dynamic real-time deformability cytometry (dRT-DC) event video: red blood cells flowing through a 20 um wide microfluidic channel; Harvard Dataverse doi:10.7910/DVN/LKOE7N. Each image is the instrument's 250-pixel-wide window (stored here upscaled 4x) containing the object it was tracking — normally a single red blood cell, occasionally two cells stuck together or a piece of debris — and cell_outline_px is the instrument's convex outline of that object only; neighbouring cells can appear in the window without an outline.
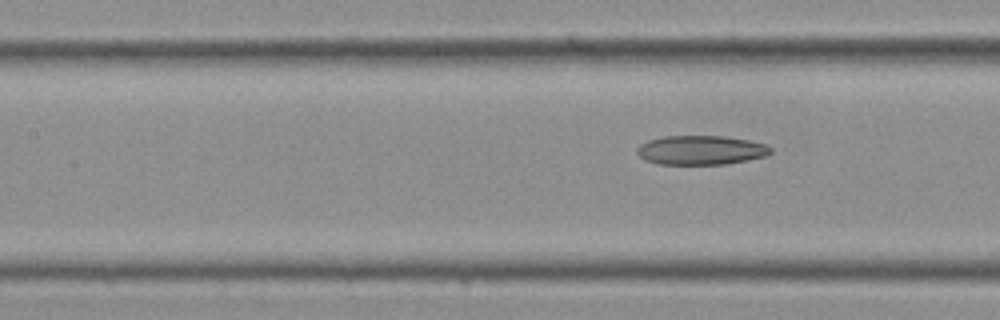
{"species": "Egyptian fruit bat (a non-hibernating species)", "species_latin": "Rousettus aegyptiacus", "temperature_condition": "cold", "stored_images_in_passage": 14, "camera_frame_rate_fps": 3000, "um_per_image_px": 0.085, "frame": {"image": 1, "passage_image": 14, "time_ms": 4.333, "image_size_px": [1000, 320], "cell_outline_px": [[772, 152], [764, 156], [748, 160], [724, 164], [656, 164], [644, 160], [636, 152], [636, 148], [640, 144], [648, 140], [664, 136], [724, 136], [748, 140], [764, 144], [772, 148]], "centroid_in_image_um": [59.54, 12.76], "position_along_channel_um": 147.9, "area_um2": 22.77}}